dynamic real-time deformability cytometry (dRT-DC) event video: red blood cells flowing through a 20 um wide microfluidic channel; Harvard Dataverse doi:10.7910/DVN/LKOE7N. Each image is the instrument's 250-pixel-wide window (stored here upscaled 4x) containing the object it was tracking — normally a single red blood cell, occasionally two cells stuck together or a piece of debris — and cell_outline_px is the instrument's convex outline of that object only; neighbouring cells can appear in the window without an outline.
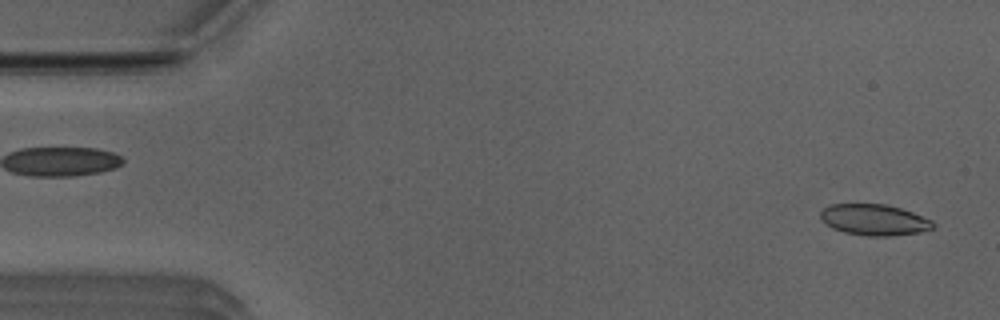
{"species": "Egyptian fruit bat (a non-hibernating species)", "species_latin": "Rousettus aegyptiacus", "temperature_condition": "room temperature", "stored_images_in_passage": 50, "camera_frame_rate_fps": 3000, "um_per_image_px": 0.085, "animal": {"sex": "male"}, "frame": {"image": 1, "passage_image": 1, "time_ms": 0.0, "image_size_px": [1000, 320], "cell_outline_px": [[936, 224], [932, 228], [920, 232], [892, 236], [868, 236], [844, 232], [832, 228], [820, 220], [820, 212], [828, 204], [888, 204], [912, 212], [932, 220]], "centroid_in_image_um": [74.29, 18.68], "position_along_channel_um": 10.7, "area_um2": 20.52}}
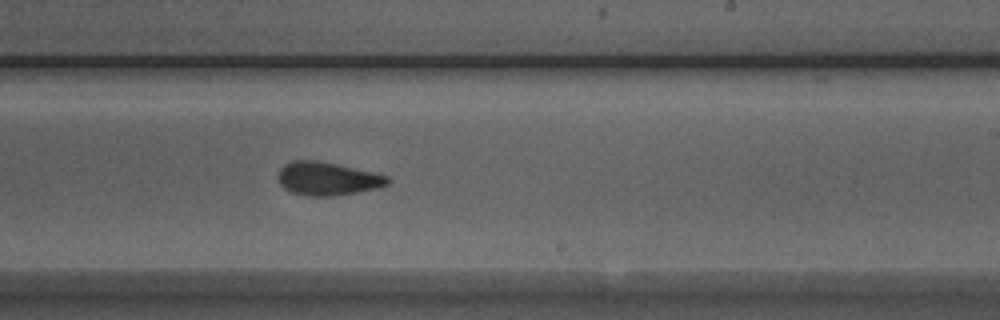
{"frame": {"image": 2, "passage_image": 29, "time_ms": 9.333, "image_size_px": [1000, 320], "cell_outline_px": [[388, 184], [380, 188], [332, 196], [308, 196], [292, 192], [284, 188], [280, 184], [280, 168], [284, 164], [292, 160], [316, 160], [336, 164], [372, 172], [388, 176]], "centroid_in_image_um": [27.83, 15.19], "position_along_channel_um": 261.2, "area_um2": 20.98}}
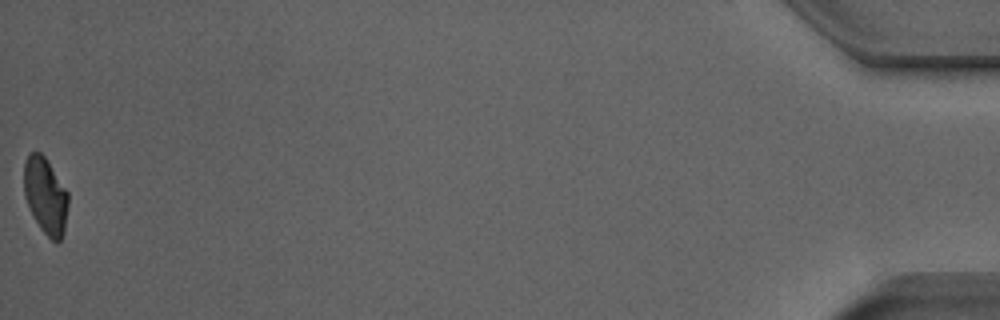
{"frame": {"image": 3, "passage_image": 50, "time_ms": 16.333, "image_size_px": [1000, 320], "cell_outline_px": [[68, 204], [64, 232], [60, 240], [52, 240], [40, 228], [24, 196], [24, 164], [28, 156], [32, 152], [40, 152], [44, 156], [68, 192]], "centroid_in_image_um": [3.87, 16.63], "position_along_channel_um": 431.3, "area_um2": 19.31}, "authors_computed_cell_mechanics": {"area_um2": 21.0681, "velocity_mm_per_s": 3.9598, "shape_relaxation_time_tau1_ms": 3.6305, "shape_relaxation_time_tau2_ms": 1.3371, "deformation_change_tau1": 0.1134, "deformation_change_tau2": 0.0673}}